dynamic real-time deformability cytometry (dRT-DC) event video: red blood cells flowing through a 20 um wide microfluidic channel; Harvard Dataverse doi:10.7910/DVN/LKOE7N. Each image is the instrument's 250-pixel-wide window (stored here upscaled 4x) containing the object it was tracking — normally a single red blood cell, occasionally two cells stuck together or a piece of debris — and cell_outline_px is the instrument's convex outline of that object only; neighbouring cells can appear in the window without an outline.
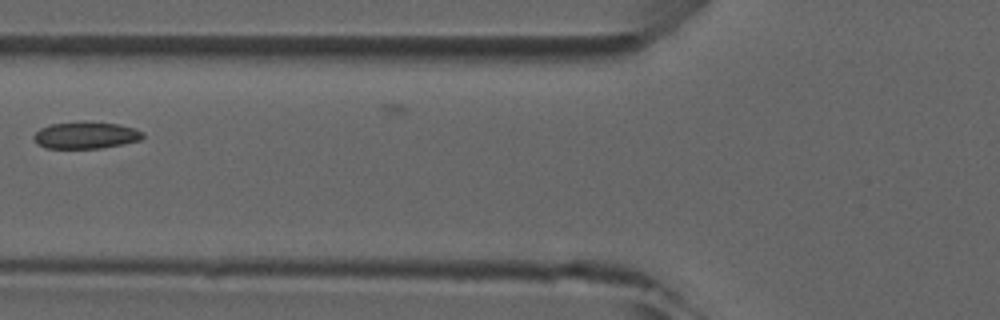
{"species": "common noctule bat (a hibernating species)", "species_latin": "Nyctalus noctula", "temperature_condition": "room temperature", "stored_images_in_passage": 7, "camera_frame_rate_fps": 3000, "um_per_image_px": 0.085, "animal": {"sex": "male", "forearm_length_mm": 52.5}, "frame": {"image": 1, "passage_image": 6, "time_ms": 6.0, "image_size_px": [1000, 320], "cell_outline_px": [[144, 136], [140, 140], [124, 144], [100, 148], [44, 148], [36, 144], [32, 136], [40, 128], [52, 124], [84, 120], [120, 124], [144, 132]], "centroid_in_image_um": [7.27, 11.48], "position_along_channel_um": 118.5, "area_um2": 17.4}}
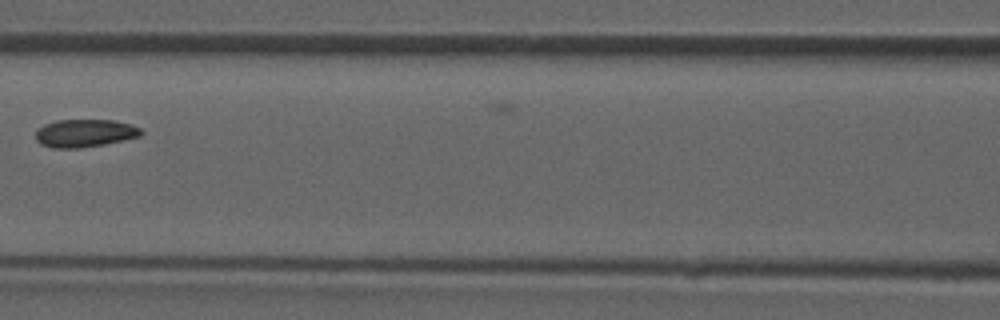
{"frame": {"image": 2, "passage_image": 7, "time_ms": 7.0, "image_size_px": [1000, 320], "cell_outline_px": [[144, 132], [140, 136], [124, 140], [104, 144], [80, 148], [52, 148], [40, 144], [36, 140], [36, 132], [44, 124], [56, 120], [116, 120], [132, 124], [140, 128]], "centroid_in_image_um": [7.23, 11.32], "position_along_channel_um": 159.4, "area_um2": 17.22}}